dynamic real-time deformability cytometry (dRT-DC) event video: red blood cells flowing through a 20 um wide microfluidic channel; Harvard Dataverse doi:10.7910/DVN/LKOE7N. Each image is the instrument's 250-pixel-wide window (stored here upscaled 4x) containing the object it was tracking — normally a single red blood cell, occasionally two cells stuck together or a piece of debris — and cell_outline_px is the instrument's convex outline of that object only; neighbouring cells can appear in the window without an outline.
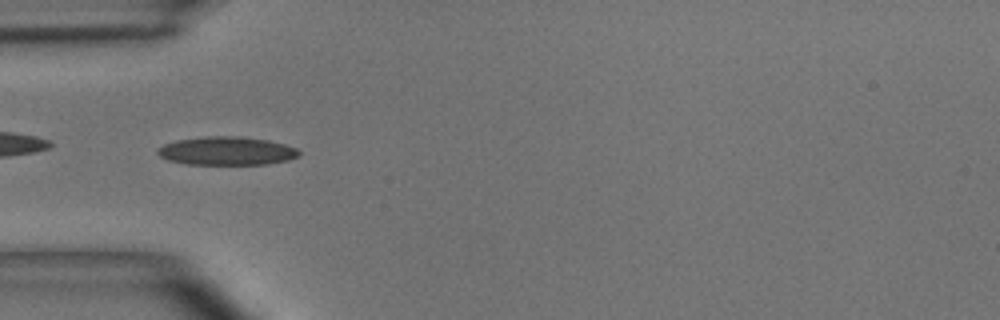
{"species": "common noctule bat (a hibernating species)", "species_latin": "Nyctalus noctula", "temperature_condition": "room temperature", "stored_images_in_passage": 50, "camera_frame_rate_fps": 3000, "um_per_image_px": 0.085, "animal": {"sex": "male", "body_mass_g": 15.6}, "frame": {"image": 1, "passage_image": 15, "time_ms": 4.667, "image_size_px": [1000, 320], "cell_outline_px": [[300, 156], [288, 160], [268, 164], [188, 164], [168, 160], [160, 156], [156, 152], [156, 148], [164, 144], [176, 140], [204, 136], [240, 136], [268, 140], [284, 144], [296, 148], [300, 152]], "centroid_in_image_um": [19.26, 12.82], "position_along_channel_um": 65.7, "area_um2": 23.52}}
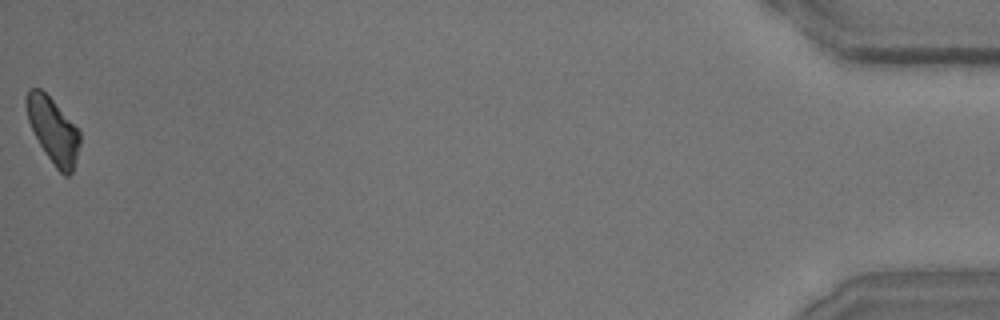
{"frame": {"image": 2, "passage_image": 50, "time_ms": 16.333, "image_size_px": [1000, 320], "cell_outline_px": [[80, 144], [76, 160], [72, 172], [68, 176], [64, 176], [56, 168], [40, 144], [28, 120], [24, 104], [24, 100], [28, 88], [40, 88], [52, 100], [80, 132]], "centroid_in_image_um": [4.49, 11.07], "position_along_channel_um": 430.7, "area_um2": 20.0}, "authors_computed_cell_mechanics": {"area_um2": 21.4438, "velocity_mm_per_s": 3.9495, "shape_relaxation_time_tau1_ms": 5.6868, "shape_relaxation_time_tau2_ms": 4.4755, "deformation_change_tau1": 0.1746, "deformation_change_tau2": 0.1207}}